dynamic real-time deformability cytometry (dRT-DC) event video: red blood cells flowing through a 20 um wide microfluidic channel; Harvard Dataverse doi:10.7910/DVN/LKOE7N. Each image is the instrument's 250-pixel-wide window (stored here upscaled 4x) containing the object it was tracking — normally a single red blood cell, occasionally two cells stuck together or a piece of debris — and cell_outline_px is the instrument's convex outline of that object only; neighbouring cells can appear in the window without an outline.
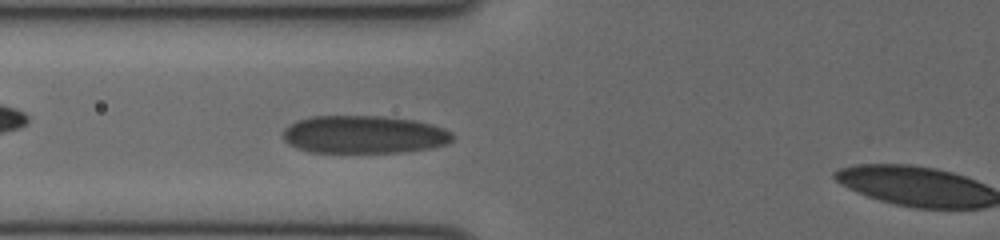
{"species": "human", "species_latin": "Homo sapiens", "temperature_condition": "cold", "stored_images_in_passage": 11, "camera_frame_rate_fps": 3000, "um_per_image_px": 0.085, "donor": {"sex": "female"}, "frame": {"image": 1, "passage_image": 10, "time_ms": 3.0, "image_size_px": [1000, 240], "cell_outline_px": [[456, 136], [448, 144], [432, 148], [400, 152], [308, 152], [296, 148], [288, 144], [284, 140], [284, 128], [296, 120], [312, 116], [380, 116], [412, 120], [432, 124], [444, 128], [452, 132]], "centroid_in_image_um": [30.95, 11.44], "position_along_channel_um": 94.8, "area_um2": 37.63}}